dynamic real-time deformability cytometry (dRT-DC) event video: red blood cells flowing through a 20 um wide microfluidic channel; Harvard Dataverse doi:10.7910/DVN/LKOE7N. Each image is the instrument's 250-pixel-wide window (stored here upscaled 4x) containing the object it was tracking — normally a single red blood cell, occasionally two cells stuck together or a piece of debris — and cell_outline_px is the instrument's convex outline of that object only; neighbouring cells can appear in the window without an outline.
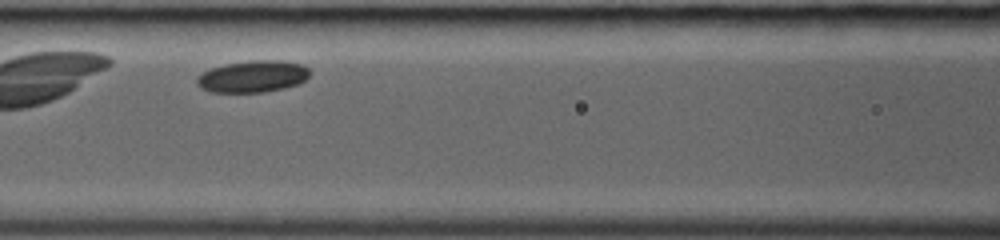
{"species": "common noctule bat (a hibernating species)", "species_latin": "Nyctalus noctula", "temperature_condition": "room temperature", "stored_images_in_passage": 21, "camera_frame_rate_fps": 3000, "um_per_image_px": 0.085, "animal": {"sex": "female", "body_mass_g": 19.0, "forearm_length_mm": 53.3}, "frame": {"image": 1, "passage_image": 7, "time_ms": 2.0, "image_size_px": [1000, 240], "cell_outline_px": [[312, 72], [300, 84], [284, 88], [264, 92], [212, 92], [200, 88], [196, 84], [196, 76], [212, 68], [224, 64], [252, 60], [280, 60], [304, 64]], "centroid_in_image_um": [21.5, 6.49], "position_along_channel_um": 145.1, "area_um2": 21.15}}
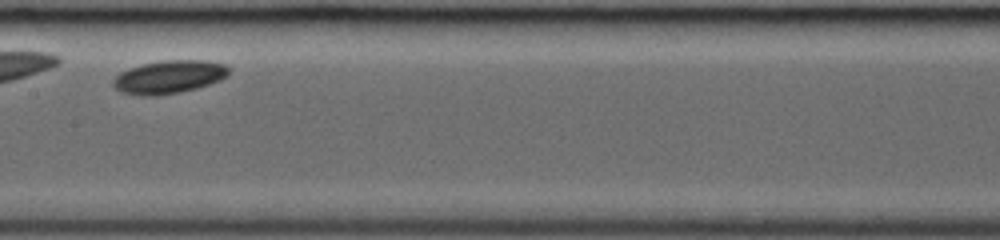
{"frame": {"image": 2, "passage_image": 10, "time_ms": 3.0, "image_size_px": [1000, 240], "cell_outline_px": [[228, 72], [220, 80], [196, 88], [180, 92], [156, 96], [140, 96], [120, 92], [112, 84], [112, 80], [120, 72], [128, 68], [140, 64], [160, 60], [208, 60], [224, 64], [228, 68]], "centroid_in_image_um": [14.3, 6.53], "position_along_channel_um": 193.1, "area_um2": 22.43}}
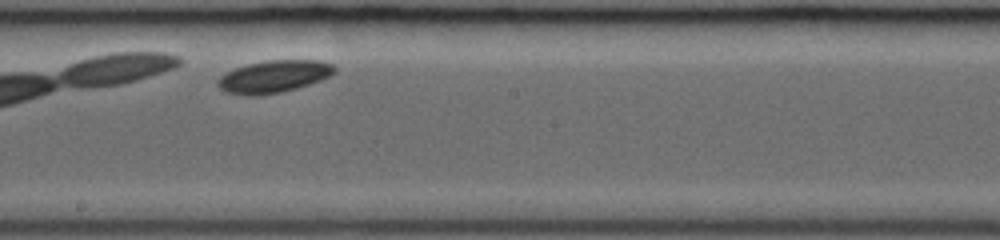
{"frame": {"image": 3, "passage_image": 12, "time_ms": 3.667, "image_size_px": [1000, 240], "cell_outline_px": [[336, 72], [320, 80], [296, 88], [280, 92], [256, 96], [248, 96], [224, 92], [216, 84], [216, 80], [224, 72], [248, 64], [264, 60], [320, 60], [332, 64], [336, 68]], "centroid_in_image_um": [23.23, 6.5], "position_along_channel_um": 225.0, "area_um2": 22.08}}